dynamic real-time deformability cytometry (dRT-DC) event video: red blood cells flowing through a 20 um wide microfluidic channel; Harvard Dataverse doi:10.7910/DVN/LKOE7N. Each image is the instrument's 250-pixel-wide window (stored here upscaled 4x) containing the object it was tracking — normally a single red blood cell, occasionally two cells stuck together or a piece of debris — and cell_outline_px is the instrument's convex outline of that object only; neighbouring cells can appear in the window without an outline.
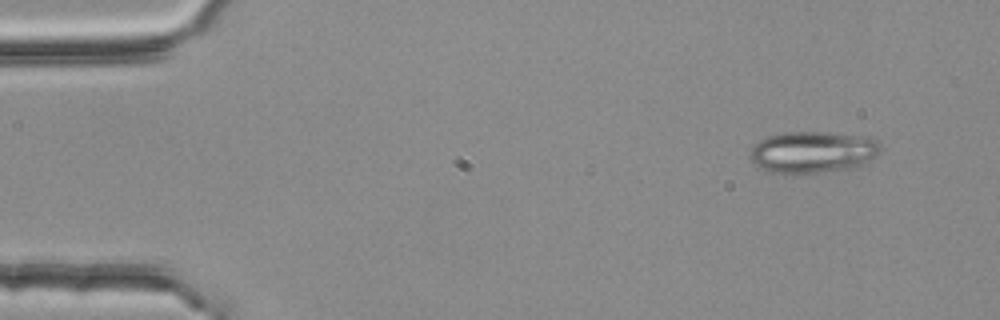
{"species": "common noctule bat (a hibernating species)", "species_latin": "Nyctalus noctula", "temperature_condition": "room temperature", "stored_images_in_passage": 3, "camera_frame_rate_fps": 3000, "um_per_image_px": 0.085, "animal": {"sex": "female", "body_mass_g": 25.1}, "frame": {"image": 1, "passage_image": 1, "time_ms": 0.0, "image_size_px": [1000, 320], "cell_outline_px": [[880, 148], [868, 160], [852, 168], [784, 176], [768, 172], [756, 164], [748, 156], [752, 148], [760, 140], [768, 136], [784, 132], [820, 132], [860, 136], [876, 140], [880, 144]], "centroid_in_image_um": [68.98, 12.95], "position_along_channel_um": 16.0, "area_um2": 31.44}}